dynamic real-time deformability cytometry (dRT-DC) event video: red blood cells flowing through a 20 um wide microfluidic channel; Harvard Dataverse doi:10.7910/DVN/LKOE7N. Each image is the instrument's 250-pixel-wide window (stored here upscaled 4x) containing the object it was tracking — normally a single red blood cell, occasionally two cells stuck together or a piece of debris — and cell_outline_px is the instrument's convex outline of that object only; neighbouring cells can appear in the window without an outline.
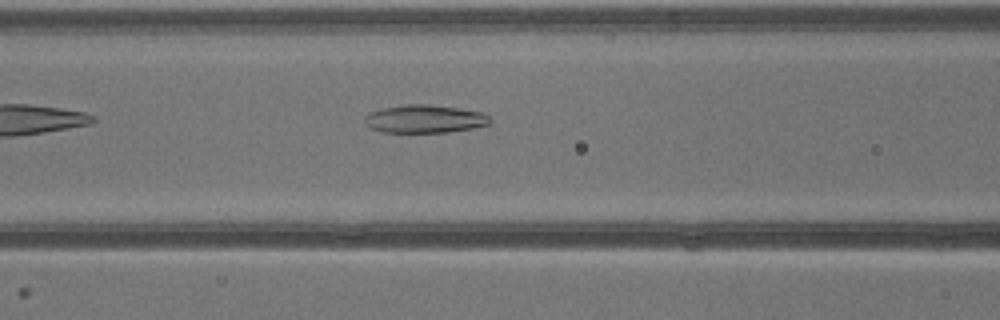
{"species": "common noctule bat (a hibernating species)", "species_latin": "Nyctalus noctula", "temperature_condition": "warm", "stored_images_in_passage": 23, "camera_frame_rate_fps": 3000, "um_per_image_px": 0.085, "animal": {"sex": "male", "body_mass_g": 13.3}, "frame": {"image": 1, "passage_image": 4, "time_ms": 1.0, "image_size_px": [1000, 320], "cell_outline_px": [[492, 120], [488, 124], [472, 128], [448, 132], [384, 132], [372, 128], [364, 124], [364, 116], [368, 112], [384, 108], [404, 104], [428, 104], [484, 112]], "centroid_in_image_um": [36.07, 10.1], "position_along_channel_um": 130.5, "area_um2": 20.46}}
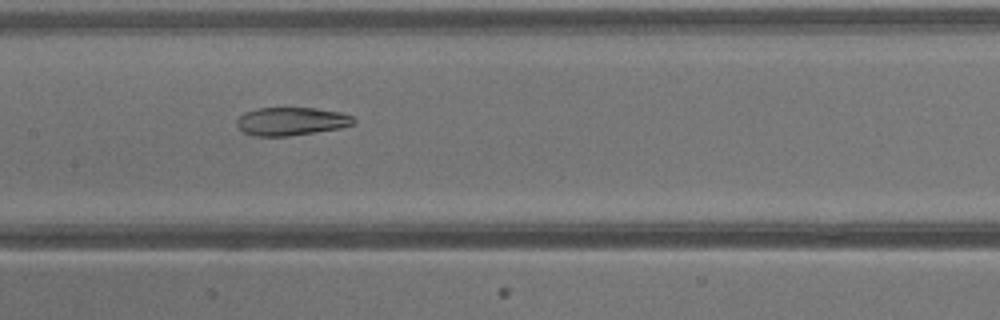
{"frame": {"image": 2, "passage_image": 7, "time_ms": 2.0, "image_size_px": [1000, 320], "cell_outline_px": [[356, 124], [340, 128], [288, 136], [252, 136], [244, 132], [236, 124], [236, 120], [244, 112], [256, 108], [316, 108], [340, 112], [352, 116], [356, 120]], "centroid_in_image_um": [24.76, 10.31], "position_along_channel_um": 182.6, "area_um2": 19.25}}
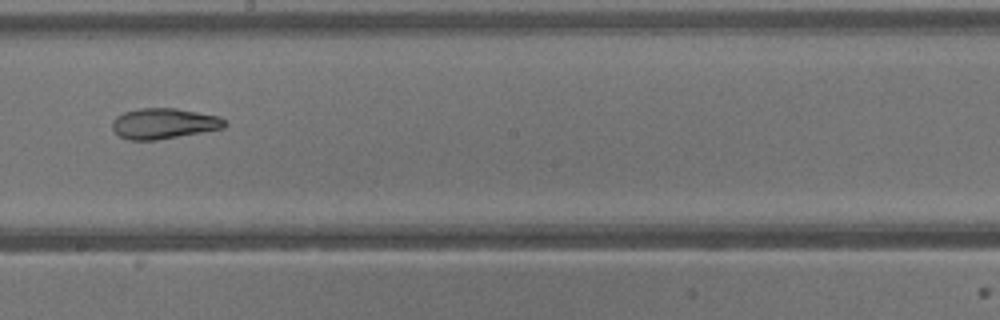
{"frame": {"image": 3, "passage_image": 10, "time_ms": 3.0, "image_size_px": [1000, 320], "cell_outline_px": [[228, 124], [224, 128], [156, 140], [128, 140], [120, 136], [112, 128], [112, 120], [116, 116], [124, 112], [140, 108], [176, 108], [220, 116]], "centroid_in_image_um": [13.92, 10.49], "position_along_channel_um": 234.3, "area_um2": 20.06}}